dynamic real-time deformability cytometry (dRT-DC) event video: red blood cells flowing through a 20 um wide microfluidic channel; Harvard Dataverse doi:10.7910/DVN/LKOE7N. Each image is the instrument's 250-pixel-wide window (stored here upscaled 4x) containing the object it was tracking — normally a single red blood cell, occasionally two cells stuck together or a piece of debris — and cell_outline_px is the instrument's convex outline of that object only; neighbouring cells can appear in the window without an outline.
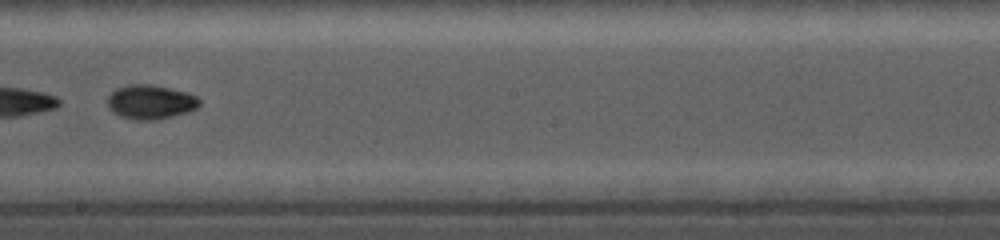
{"species": "common noctule bat (a hibernating species)", "species_latin": "Nyctalus noctula", "temperature_condition": "cold", "stored_images_in_passage": 20, "camera_frame_rate_fps": 5000, "um_per_image_px": 0.085, "animal": {"sex": "female", "body_mass_g": 19.0, "forearm_length_mm": 56.7}, "frame": {"image": 1, "passage_image": 12, "time_ms": 4.8, "image_size_px": [1000, 240], "cell_outline_px": [[200, 104], [196, 108], [188, 112], [156, 120], [136, 120], [120, 116], [112, 112], [108, 108], [108, 96], [116, 88], [128, 84], [152, 84], [184, 92], [196, 96], [200, 100]], "centroid_in_image_um": [12.76, 8.67], "position_along_channel_um": 235.4, "area_um2": 18.32}}